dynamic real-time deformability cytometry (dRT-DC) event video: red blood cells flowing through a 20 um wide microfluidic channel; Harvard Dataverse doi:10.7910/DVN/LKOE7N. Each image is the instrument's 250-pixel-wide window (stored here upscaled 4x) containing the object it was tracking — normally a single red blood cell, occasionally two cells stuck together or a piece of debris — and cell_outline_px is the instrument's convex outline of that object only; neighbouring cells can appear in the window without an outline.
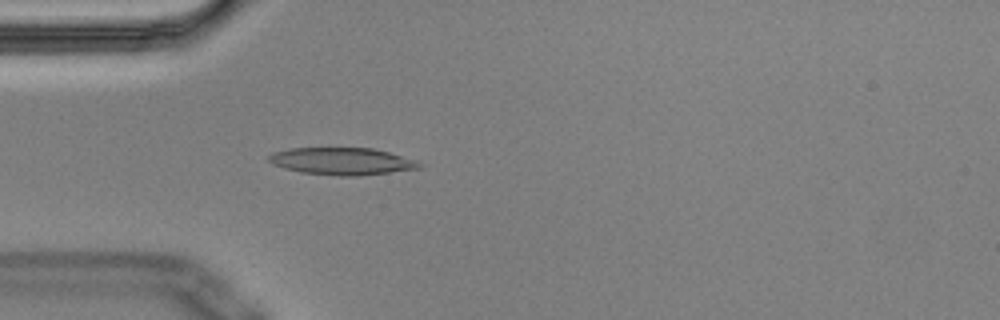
{"species": "Egyptian fruit bat (a non-hibernating species)", "species_latin": "Rousettus aegyptiacus", "temperature_condition": "cold", "stored_images_in_passage": 5, "camera_frame_rate_fps": 3000, "um_per_image_px": 0.085, "animal": {"sex": "male"}, "frame": {"image": 1, "passage_image": 5, "time_ms": 1.333, "image_size_px": [1000, 320], "cell_outline_px": [[424, 164], [420, 168], [360, 176], [340, 176], [300, 172], [284, 168], [272, 164], [268, 160], [268, 156], [272, 152], [288, 148], [372, 148], [388, 152], [416, 160]], "centroid_in_image_um": [29.05, 13.7], "position_along_channel_um": 56.0, "area_um2": 23.93}}